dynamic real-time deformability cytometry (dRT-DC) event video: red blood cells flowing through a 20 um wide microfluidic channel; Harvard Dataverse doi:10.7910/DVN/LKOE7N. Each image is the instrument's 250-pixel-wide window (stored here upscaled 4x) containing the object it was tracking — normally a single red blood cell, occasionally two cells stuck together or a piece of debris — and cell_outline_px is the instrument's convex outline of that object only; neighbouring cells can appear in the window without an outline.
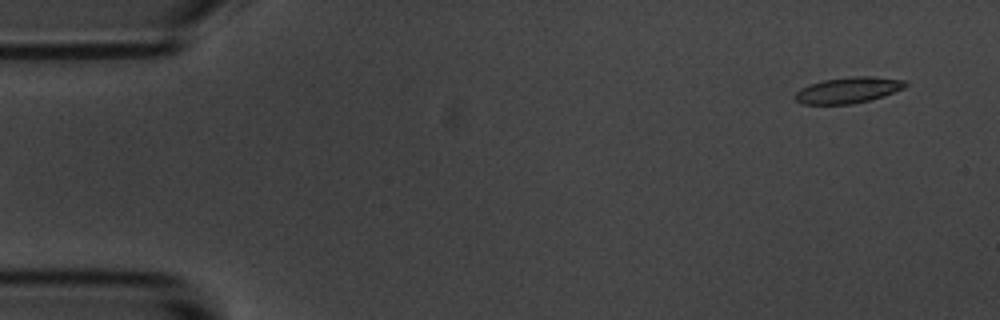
{"species": "common noctule bat (a hibernating species)", "species_latin": "Nyctalus noctula", "temperature_condition": "room temperature", "stored_images_in_passage": 10, "camera_frame_rate_fps": 3000, "um_per_image_px": 0.085, "animal": {"sex": "male", "body_mass_g": 20.1, "forearm_length_mm": 53.5}, "frame": {"image": 1, "passage_image": 2, "time_ms": 1.0, "image_size_px": [1000, 320], "cell_outline_px": [[908, 84], [904, 88], [884, 96], [852, 104], [800, 104], [792, 96], [800, 88], [808, 84], [824, 80], [852, 76], [876, 76], [904, 80]], "centroid_in_image_um": [72.07, 7.66], "position_along_channel_um": 12.9, "area_um2": 16.88}}
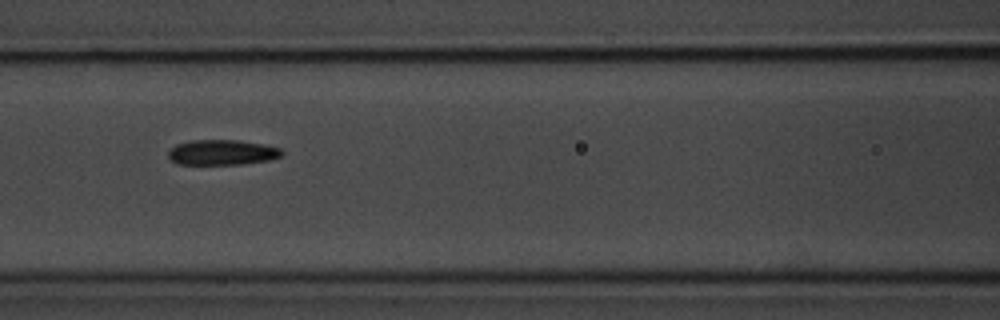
{"frame": {"image": 2, "passage_image": 8, "time_ms": 8.0, "image_size_px": [1000, 320], "cell_outline_px": [[284, 152], [280, 156], [268, 160], [240, 164], [176, 164], [168, 160], [168, 152], [176, 144], [192, 140], [240, 140], [264, 144], [280, 148]], "centroid_in_image_um": [18.85, 12.95], "position_along_channel_um": 147.8, "area_um2": 16.76}}
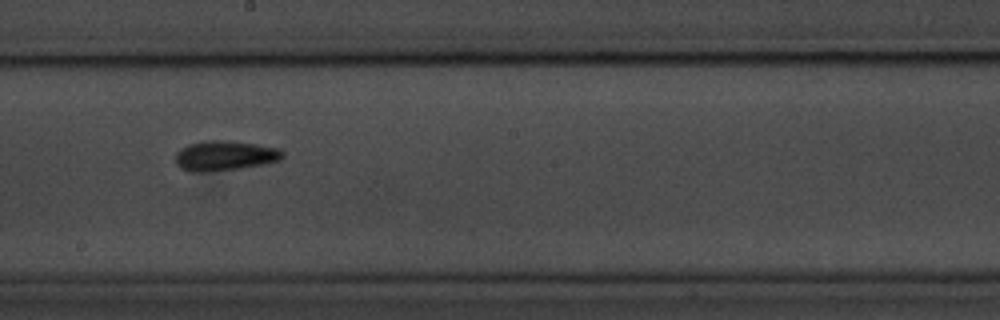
{"frame": {"image": 3, "passage_image": 10, "time_ms": 10.333, "image_size_px": [1000, 320], "cell_outline_px": [[284, 156], [280, 160], [264, 164], [240, 168], [200, 172], [192, 172], [180, 168], [176, 164], [176, 152], [180, 148], [188, 144], [204, 140], [220, 140], [256, 144], [280, 148], [284, 152]], "centroid_in_image_um": [19.1, 13.23], "position_along_channel_um": 229.1, "area_um2": 18.73}}